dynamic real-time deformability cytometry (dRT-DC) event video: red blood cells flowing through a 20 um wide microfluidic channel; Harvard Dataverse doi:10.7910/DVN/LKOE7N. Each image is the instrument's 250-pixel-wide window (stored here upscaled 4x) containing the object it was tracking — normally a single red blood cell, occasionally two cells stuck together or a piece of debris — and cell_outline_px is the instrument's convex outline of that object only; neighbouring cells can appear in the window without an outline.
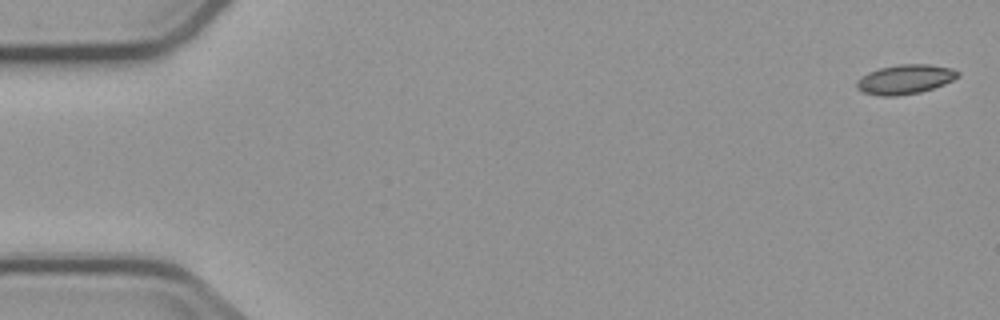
{"species": "common noctule bat (a hibernating species)", "species_latin": "Nyctalus noctula", "temperature_condition": "cold", "stored_images_in_passage": 6, "camera_frame_rate_fps": 3000, "um_per_image_px": 0.085, "animal": {"sex": "male", "body_mass_g": 23.1, "forearm_length_mm": 52.7}, "frame": {"image": 1, "passage_image": 1, "time_ms": 0.0, "image_size_px": [1000, 320], "cell_outline_px": [[960, 76], [944, 84], [920, 92], [896, 96], [880, 96], [864, 92], [856, 88], [856, 80], [868, 72], [880, 68], [900, 64], [928, 64], [952, 68], [960, 72]], "centroid_in_image_um": [76.93, 6.74], "position_along_channel_um": 8.1, "area_um2": 17.34}}